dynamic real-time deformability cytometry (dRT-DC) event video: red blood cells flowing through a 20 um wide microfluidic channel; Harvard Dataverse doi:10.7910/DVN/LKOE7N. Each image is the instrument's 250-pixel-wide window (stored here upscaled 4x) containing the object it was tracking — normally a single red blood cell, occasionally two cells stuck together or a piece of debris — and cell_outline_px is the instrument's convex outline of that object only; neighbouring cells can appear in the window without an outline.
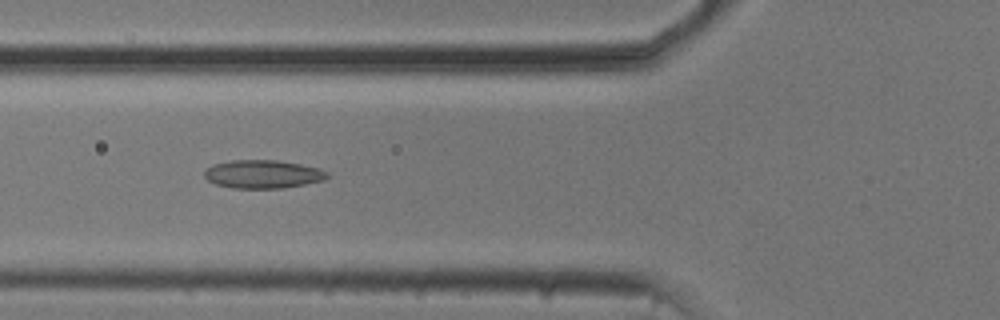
{"species": "common noctule bat (a hibernating species)", "species_latin": "Nyctalus noctula", "temperature_condition": "cold", "stored_images_in_passage": 46, "camera_frame_rate_fps": 3000, "um_per_image_px": 0.085, "animal": {"sex": "male", "body_mass_g": 20.5, "forearm_length_mm": 52.5}, "frame": {"image": 1, "passage_image": 12, "time_ms": 3.667, "image_size_px": [1000, 320], "cell_outline_px": [[328, 176], [324, 180], [284, 188], [232, 188], [216, 184], [208, 180], [204, 176], [204, 172], [212, 164], [232, 160], [276, 160], [300, 164], [320, 168], [328, 172]], "centroid_in_image_um": [22.34, 14.8], "position_along_channel_um": 103.5, "area_um2": 20.23}}
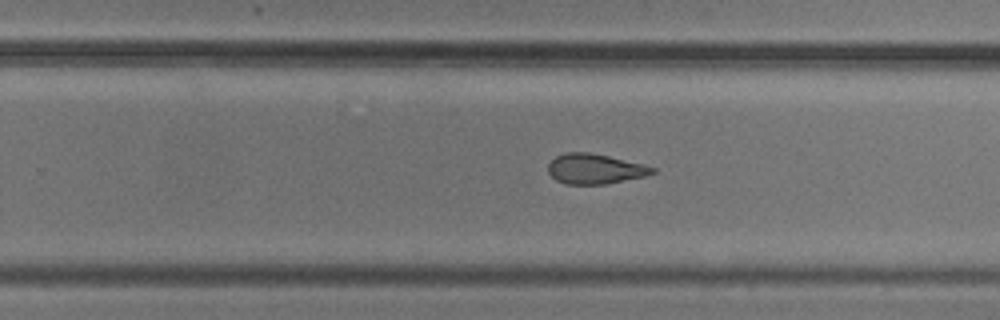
{"frame": {"image": 2, "passage_image": 26, "time_ms": 8.333, "image_size_px": [1000, 320], "cell_outline_px": [[656, 172], [644, 176], [604, 184], [564, 184], [556, 180], [548, 172], [548, 164], [556, 156], [564, 152], [588, 152], [608, 156], [644, 164], [656, 168]], "centroid_in_image_um": [50.55, 14.35], "position_along_channel_um": 279.3, "area_um2": 18.21}}
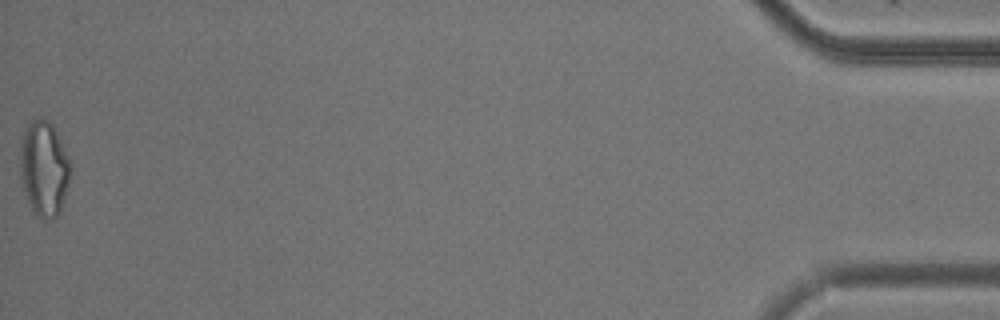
{"frame": {"image": 3, "passage_image": 46, "time_ms": 15.0, "image_size_px": [1000, 320], "cell_outline_px": [[72, 168], [68, 184], [60, 212], [56, 216], [48, 220], [40, 216], [32, 208], [28, 200], [20, 176], [20, 136], [28, 124], [32, 120], [48, 120], [52, 124], [72, 164]], "centroid_in_image_um": [3.74, 14.29], "position_along_channel_um": 431.5, "area_um2": 27.69}, "authors_computed_cell_mechanics": {"area_um2": 20.0566, "velocity_mm_per_s": 3.7728, "shape_relaxation_time_tau1_ms": null, "shape_relaxation_time_tau2_ms": 6.5705, "deformation_change_tau1": null, "deformation_change_tau2": 0.1507}}